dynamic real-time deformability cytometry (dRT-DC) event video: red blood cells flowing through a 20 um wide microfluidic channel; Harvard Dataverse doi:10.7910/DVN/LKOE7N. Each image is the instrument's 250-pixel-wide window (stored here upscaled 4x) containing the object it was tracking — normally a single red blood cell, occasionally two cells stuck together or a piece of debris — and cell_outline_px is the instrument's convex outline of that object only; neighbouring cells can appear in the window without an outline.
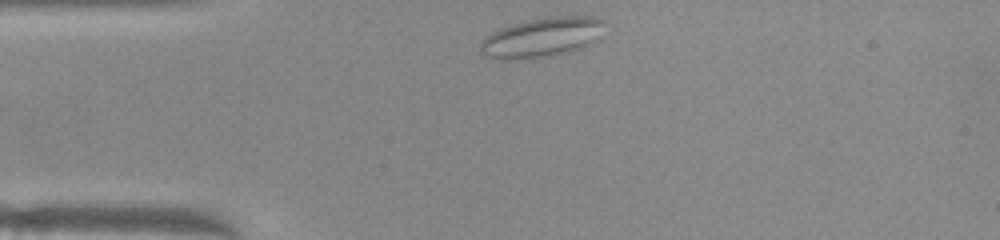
{"species": "common noctule bat (a hibernating species)", "species_latin": "Nyctalus noctula", "temperature_condition": "warm", "stored_images_in_passage": 33, "camera_frame_rate_fps": 3000, "um_per_image_px": 0.085, "animal": {"sex": "female", "body_mass_g": 22.0, "forearm_length_mm": 56.7}, "frame": {"image": 1, "passage_image": 1, "time_ms": 0.0, "image_size_px": [1000, 240], "cell_outline_px": [[604, 20], [596, 40], [580, 48], [564, 52], [544, 56], [488, 56], [480, 52], [480, 44], [492, 32], [500, 28], [512, 24], [548, 16], [596, 16]], "centroid_in_image_um": [46.12, 3.1], "position_along_channel_um": 38.9, "area_um2": 27.11}}
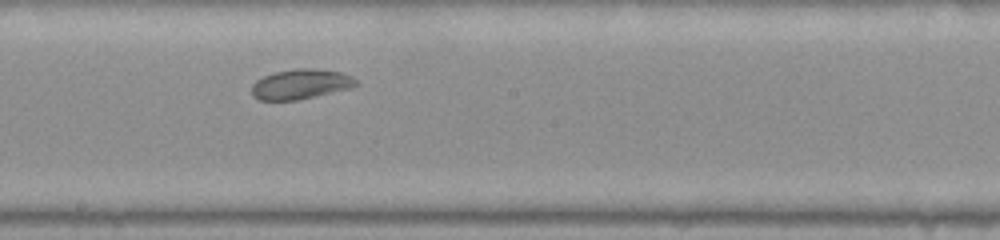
{"frame": {"image": 2, "passage_image": 17, "time_ms": 5.333, "image_size_px": [1000, 240], "cell_outline_px": [[356, 84], [352, 88], [296, 100], [256, 100], [252, 96], [252, 84], [256, 80], [272, 72], [296, 68], [312, 68], [340, 72], [352, 76], [356, 80]], "centroid_in_image_um": [25.52, 7.15], "position_along_channel_um": 222.7, "area_um2": 18.26}}
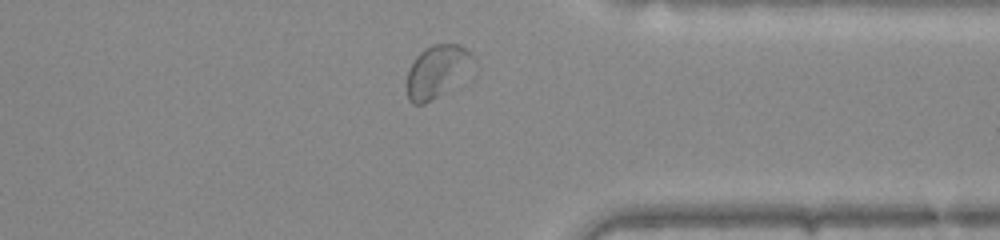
{"frame": {"image": 3, "passage_image": 29, "time_ms": 9.333, "image_size_px": [1000, 240], "cell_outline_px": [[476, 72], [424, 104], [412, 104], [408, 100], [408, 68], [416, 56], [424, 48], [432, 44], [460, 44], [472, 52], [476, 60]], "centroid_in_image_um": [37.27, 6.03], "position_along_channel_um": 374.1, "area_um2": 21.1}, "authors_computed_cell_mechanics": {"area_um2": 19.1896, "velocity_mm_per_s": 3.9206, "shape_relaxation_time_tau1_ms": null, "shape_relaxation_time_tau2_ms": 1.4086, "deformation_change_tau1": null, "deformation_change_tau2": 0.0554}}